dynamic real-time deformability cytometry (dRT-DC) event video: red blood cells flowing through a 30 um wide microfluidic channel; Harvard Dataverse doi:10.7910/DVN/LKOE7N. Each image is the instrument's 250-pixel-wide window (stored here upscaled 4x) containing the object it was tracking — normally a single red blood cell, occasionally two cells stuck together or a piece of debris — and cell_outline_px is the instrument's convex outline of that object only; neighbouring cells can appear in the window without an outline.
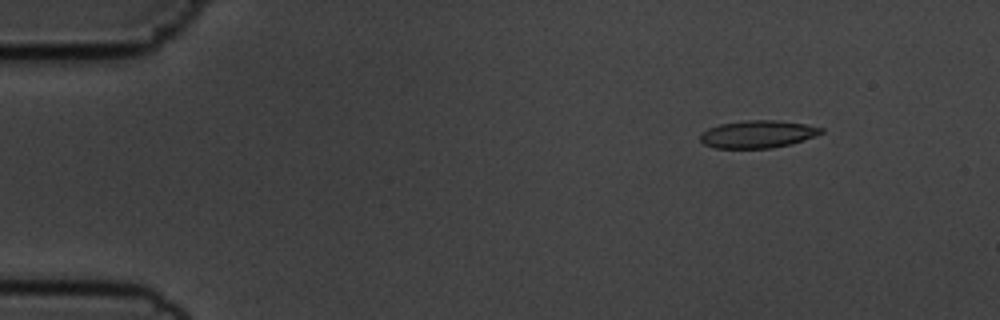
{"species": "common noctule bat (a hibernating species)", "species_latin": "Nyctalus noctula", "temperature_condition": "cold", "stored_images_in_passage": 51, "camera_frame_rate_fps": 3000, "um_per_image_px": 0.085, "animal": {"sex": "male", "body_mass_g": 19.5, "forearm_length_mm": 54.6}, "frame": {"image": 1, "passage_image": 2, "time_ms": 0.333, "image_size_px": [1000, 320], "cell_outline_px": [[824, 132], [804, 140], [792, 144], [772, 148], [716, 148], [704, 144], [700, 140], [700, 136], [708, 128], [720, 124], [744, 120], [776, 120], [804, 124], [824, 128]], "centroid_in_image_um": [64.42, 11.4], "position_along_channel_um": 20.6, "area_um2": 19.36}}
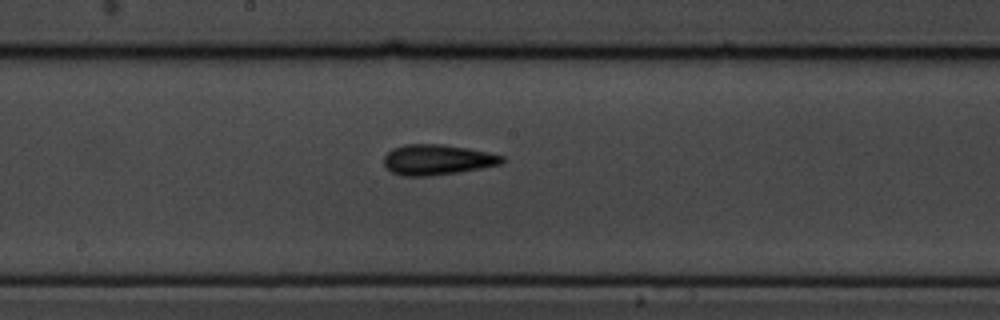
{"frame": {"image": 2, "passage_image": 25, "time_ms": 8.0, "image_size_px": [1000, 320], "cell_outline_px": [[504, 160], [500, 164], [480, 168], [456, 172], [428, 176], [404, 176], [392, 172], [384, 164], [384, 156], [392, 148], [404, 144], [444, 144], [468, 148], [488, 152], [504, 156]], "centroid_in_image_um": [37.14, 13.56], "position_along_channel_um": 211.1, "area_um2": 20.81}}
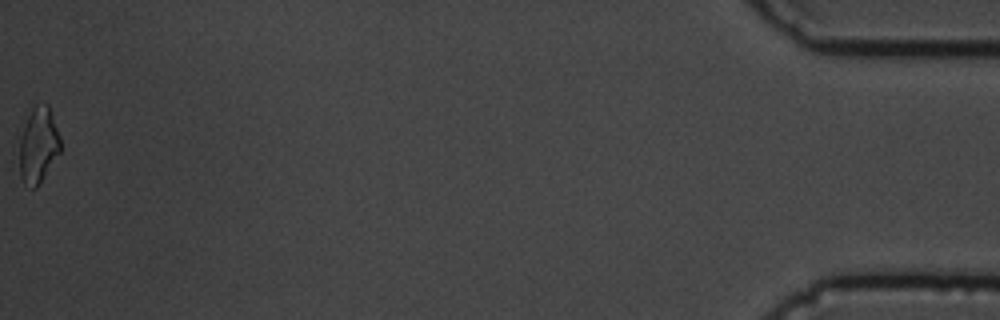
{"frame": {"image": 3, "passage_image": 51, "time_ms": 16.667, "image_size_px": [1000, 320], "cell_outline_px": [[60, 152], [36, 188], [32, 188], [24, 184], [20, 176], [20, 136], [28, 116], [32, 108], [36, 104], [48, 104], [60, 136]], "centroid_in_image_um": [3.26, 12.34], "position_along_channel_um": 431.9, "area_um2": 17.86}, "authors_computed_cell_mechanics": {"area_um2": 19.074, "velocity_mm_per_s": 3.6368, "shape_relaxation_time_tau1_ms": 3.2534, "shape_relaxation_time_tau2_ms": 10.6565, "deformation_change_tau1": 0.1105, "deformation_change_tau2": 0.1997}}